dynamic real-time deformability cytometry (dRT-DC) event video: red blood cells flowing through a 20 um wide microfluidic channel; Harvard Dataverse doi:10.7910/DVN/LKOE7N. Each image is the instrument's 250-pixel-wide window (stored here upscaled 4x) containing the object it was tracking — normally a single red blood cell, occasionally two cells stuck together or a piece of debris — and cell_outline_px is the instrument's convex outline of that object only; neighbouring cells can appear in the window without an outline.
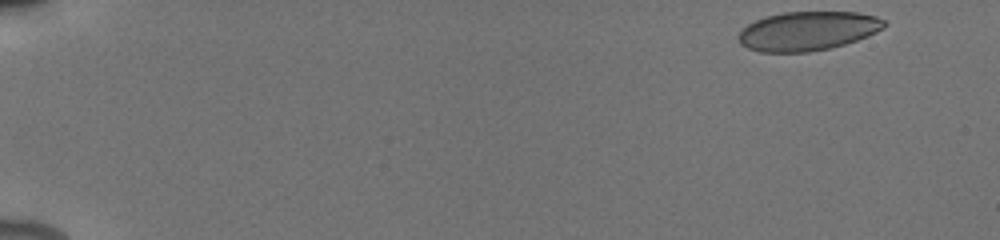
{"species": "human", "species_latin": "Homo sapiens", "temperature_condition": "cold", "stored_images_in_passage": 31, "camera_frame_rate_fps": 3000, "um_per_image_px": 0.085, "donor": {"sex": "male"}, "frame": {"image": 1, "passage_image": 1, "time_ms": 0.0, "image_size_px": [1000, 240], "cell_outline_px": [[888, 24], [884, 28], [868, 36], [844, 44], [828, 48], [808, 52], [760, 52], [748, 48], [740, 44], [736, 36], [748, 24], [756, 20], [768, 16], [784, 12], [856, 12], [876, 16], [884, 20]], "centroid_in_image_um": [68.66, 2.63], "position_along_channel_um": 16.3, "area_um2": 33.12}}
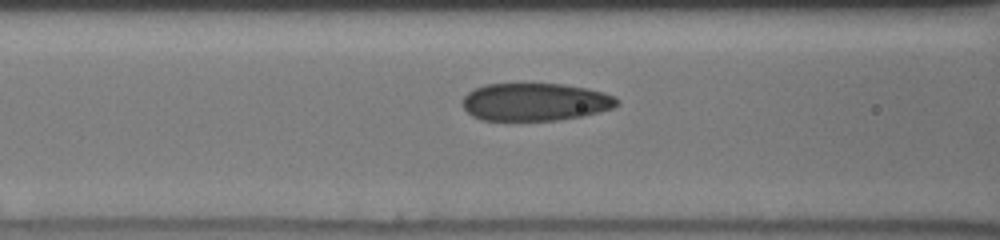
{"frame": {"image": 2, "passage_image": 27, "time_ms": 6.667, "image_size_px": [1000, 240], "cell_outline_px": [[620, 104], [612, 108], [600, 112], [584, 116], [556, 120], [484, 120], [472, 116], [464, 108], [464, 96], [468, 92], [484, 84], [564, 84], [604, 92], [616, 96], [620, 100]], "centroid_in_image_um": [45.54, 8.66], "position_along_channel_um": 121.1, "area_um2": 33.99}}
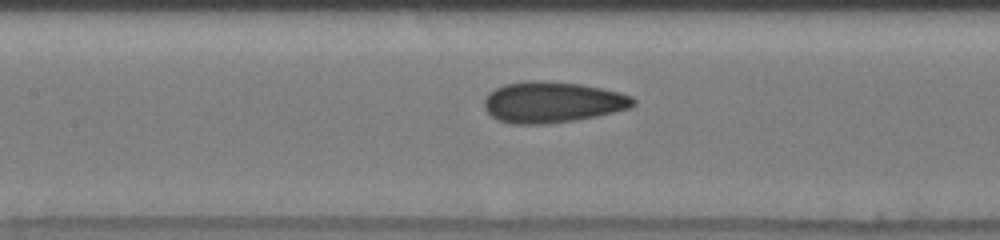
{"frame": {"image": 3, "passage_image": 30, "time_ms": 7.667, "image_size_px": [1000, 240], "cell_outline_px": [[636, 104], [628, 108], [596, 116], [576, 120], [544, 124], [512, 124], [496, 120], [484, 108], [484, 96], [488, 92], [504, 84], [524, 80], [540, 80], [580, 84], [620, 92], [632, 96], [636, 100]], "centroid_in_image_um": [46.9, 8.68], "position_along_channel_um": 160.5, "area_um2": 35.84}}